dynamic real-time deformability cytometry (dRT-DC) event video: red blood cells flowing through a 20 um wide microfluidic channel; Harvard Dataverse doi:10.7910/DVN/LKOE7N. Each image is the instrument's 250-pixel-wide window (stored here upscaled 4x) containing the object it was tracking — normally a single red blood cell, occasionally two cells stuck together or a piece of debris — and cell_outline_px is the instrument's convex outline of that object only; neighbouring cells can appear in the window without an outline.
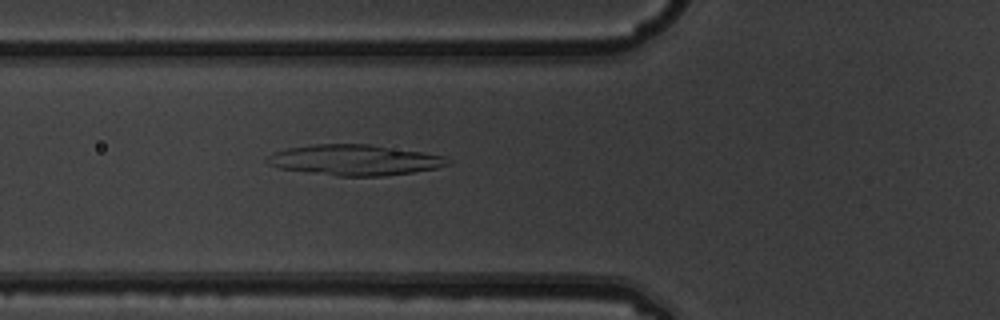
{"species": "common noctule bat (a hibernating species)", "species_latin": "Nyctalus noctula", "temperature_condition": "warm", "stored_images_in_passage": 6, "camera_frame_rate_fps": 3000, "um_per_image_px": 0.085, "animal": {"sex": "male", "body_mass_g": 19.5, "forearm_length_mm": 54.6}, "frame": {"image": 1, "passage_image": 6, "time_ms": 1.667, "image_size_px": [1000, 320], "cell_outline_px": [[452, 164], [436, 168], [412, 172], [384, 176], [336, 176], [280, 168], [268, 164], [264, 160], [272, 152], [288, 148], [316, 144], [368, 144], [424, 152], [444, 156], [452, 160]], "centroid_in_image_um": [30.17, 13.6], "position_along_channel_um": 95.6, "area_um2": 32.31}}